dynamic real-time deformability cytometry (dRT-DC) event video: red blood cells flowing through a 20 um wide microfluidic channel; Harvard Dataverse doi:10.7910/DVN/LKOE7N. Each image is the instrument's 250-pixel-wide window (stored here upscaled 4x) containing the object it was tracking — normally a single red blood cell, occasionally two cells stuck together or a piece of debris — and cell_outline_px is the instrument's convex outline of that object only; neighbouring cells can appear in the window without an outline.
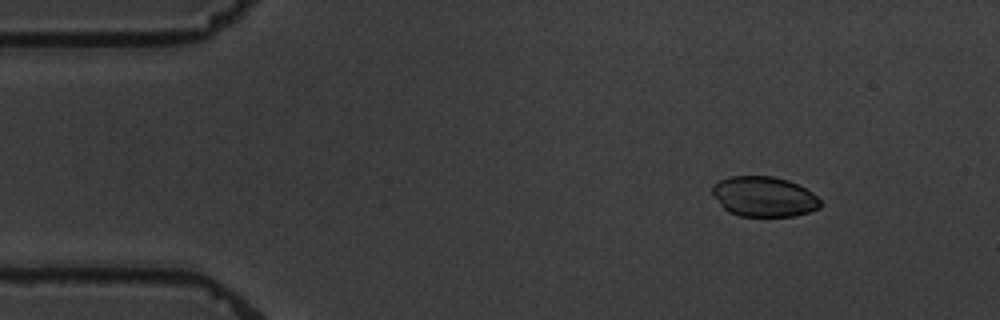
{"species": "common noctule bat (a hibernating species)", "species_latin": "Nyctalus noctula", "temperature_condition": "warm", "stored_images_in_passage": 9, "camera_frame_rate_fps": 3000, "um_per_image_px": 0.085, "animal": {"sex": "male", "body_mass_g": 19.5, "forearm_length_mm": 54.6}, "frame": {"image": 1, "passage_image": 2, "time_ms": 1.333, "image_size_px": [1000, 320], "cell_outline_px": [[820, 208], [808, 212], [792, 216], [740, 216], [728, 212], [712, 196], [712, 184], [720, 180], [732, 176], [772, 176], [788, 180], [812, 192], [820, 200]], "centroid_in_image_um": [64.9, 16.71], "position_along_channel_um": 20.1, "area_um2": 25.26}}
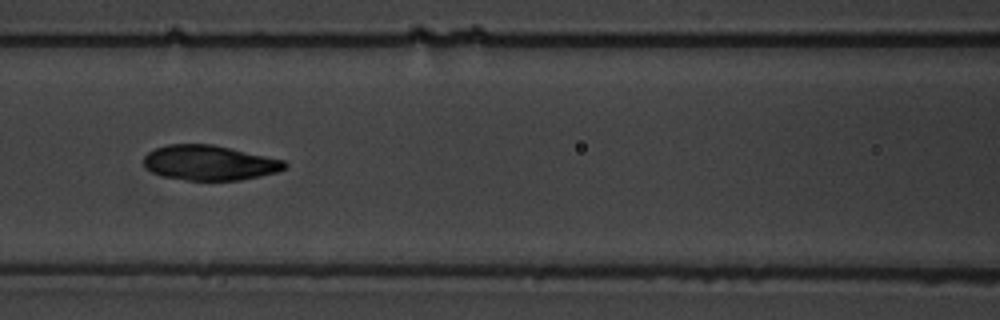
{"frame": {"image": 2, "passage_image": 7, "time_ms": 7.333, "image_size_px": [1000, 320], "cell_outline_px": [[288, 164], [284, 168], [276, 172], [260, 176], [240, 180], [188, 180], [164, 176], [152, 172], [144, 168], [144, 156], [148, 152], [156, 148], [168, 144], [212, 144], [284, 160]], "centroid_in_image_um": [17.78, 13.83], "position_along_channel_um": 148.8, "area_um2": 28.55}}
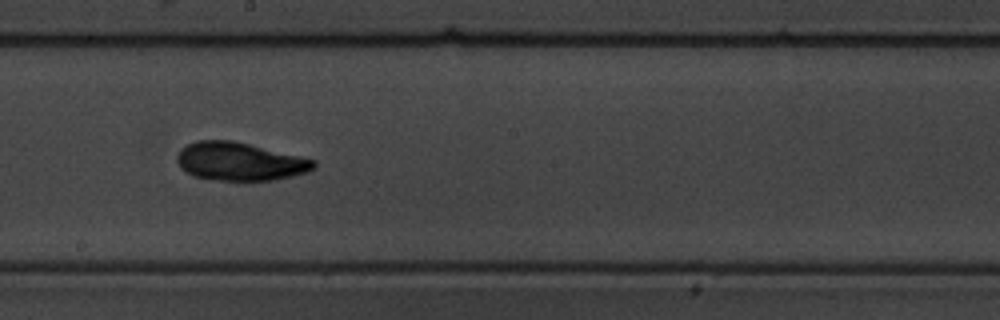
{"frame": {"image": 3, "passage_image": 9, "time_ms": 9.667, "image_size_px": [1000, 320], "cell_outline_px": [[316, 168], [308, 172], [292, 176], [272, 180], [220, 180], [192, 176], [180, 168], [176, 160], [176, 156], [180, 148], [196, 140], [232, 140], [316, 160]], "centroid_in_image_um": [20.35, 13.72], "position_along_channel_um": 227.8, "area_um2": 30.46}}